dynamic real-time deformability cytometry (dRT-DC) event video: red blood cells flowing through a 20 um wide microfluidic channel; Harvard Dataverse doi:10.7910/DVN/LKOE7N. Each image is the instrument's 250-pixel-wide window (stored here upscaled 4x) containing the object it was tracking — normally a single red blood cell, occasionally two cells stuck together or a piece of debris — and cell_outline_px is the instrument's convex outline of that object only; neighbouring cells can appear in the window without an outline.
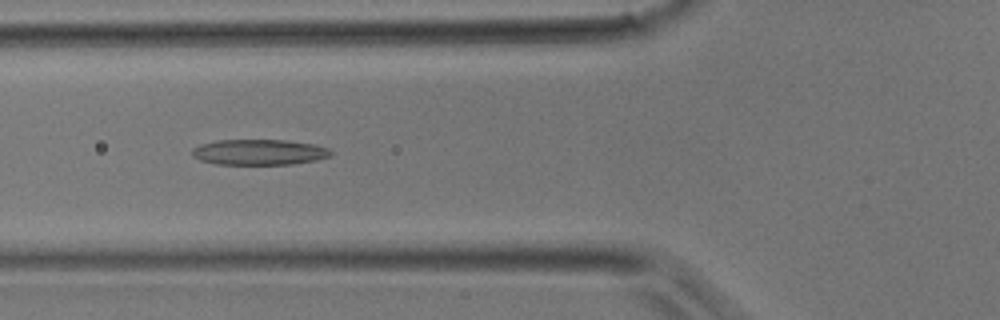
{"species": "common noctule bat (a hibernating species)", "species_latin": "Nyctalus noctula", "temperature_condition": "room temperature", "stored_images_in_passage": 38, "camera_frame_rate_fps": 3000, "um_per_image_px": 0.085, "animal": {"sex": "male", "body_mass_g": 17.9}, "frame": {"image": 1, "passage_image": 14, "time_ms": 4.333, "image_size_px": [1000, 320], "cell_outline_px": [[332, 156], [316, 160], [292, 164], [216, 164], [200, 160], [192, 156], [192, 148], [200, 144], [216, 140], [284, 140], [312, 144], [328, 148], [332, 152]], "centroid_in_image_um": [22.01, 12.93], "position_along_channel_um": 103.8, "area_um2": 20.69}}
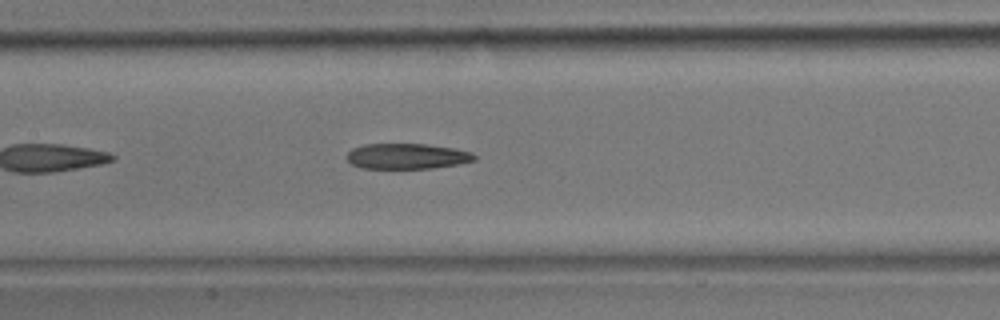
{"frame": {"image": 2, "passage_image": 18, "time_ms": 5.667, "image_size_px": [1000, 320], "cell_outline_px": [[476, 160], [456, 164], [432, 168], [360, 168], [352, 164], [344, 156], [352, 148], [364, 144], [424, 144], [452, 148], [472, 152], [476, 156]], "centroid_in_image_um": [34.55, 13.27], "position_along_channel_um": 172.9, "area_um2": 18.9}}
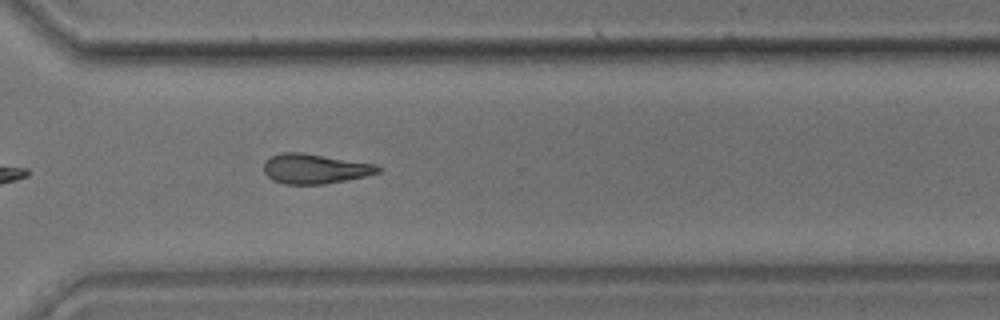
{"frame": {"image": 3, "passage_image": 28, "time_ms": 9.0, "image_size_px": [1000, 320], "cell_outline_px": [[384, 168], [380, 172], [364, 176], [324, 184], [284, 184], [272, 180], [264, 172], [264, 164], [272, 156], [280, 152], [300, 152], [376, 164]], "centroid_in_image_um": [26.78, 14.34], "position_along_channel_um": 343.8, "area_um2": 19.71}}